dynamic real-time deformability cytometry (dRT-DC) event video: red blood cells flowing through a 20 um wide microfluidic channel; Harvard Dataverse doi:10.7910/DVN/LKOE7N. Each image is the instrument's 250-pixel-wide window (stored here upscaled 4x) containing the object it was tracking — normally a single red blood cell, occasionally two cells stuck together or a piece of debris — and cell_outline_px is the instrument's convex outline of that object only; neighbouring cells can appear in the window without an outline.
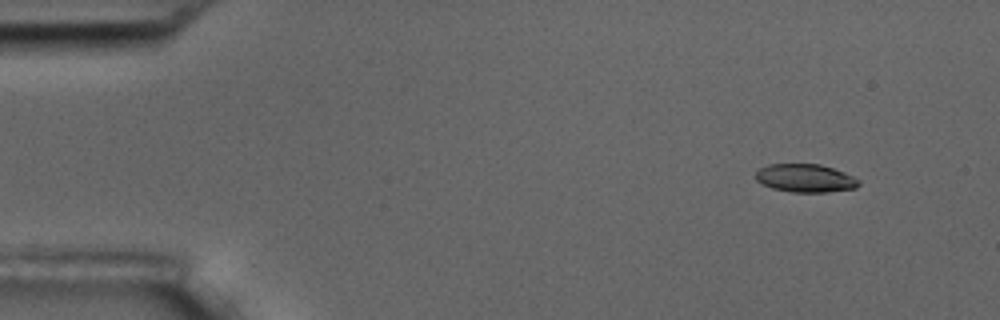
{"species": "common noctule bat (a hibernating species)", "species_latin": "Nyctalus noctula", "temperature_condition": "room temperature", "stored_images_in_passage": 51, "camera_frame_rate_fps": 3000, "um_per_image_px": 0.085, "animal": {"sex": "male", "body_mass_g": 17.5, "forearm_length_mm": 52.3}, "frame": {"image": 1, "passage_image": 1, "time_ms": 0.0, "image_size_px": [1000, 320], "cell_outline_px": [[860, 184], [856, 188], [828, 192], [792, 192], [772, 188], [756, 180], [756, 172], [760, 168], [768, 164], [820, 164], [844, 172], [860, 180]], "centroid_in_image_um": [68.47, 15.14], "position_along_channel_um": 16.5, "area_um2": 16.88}}
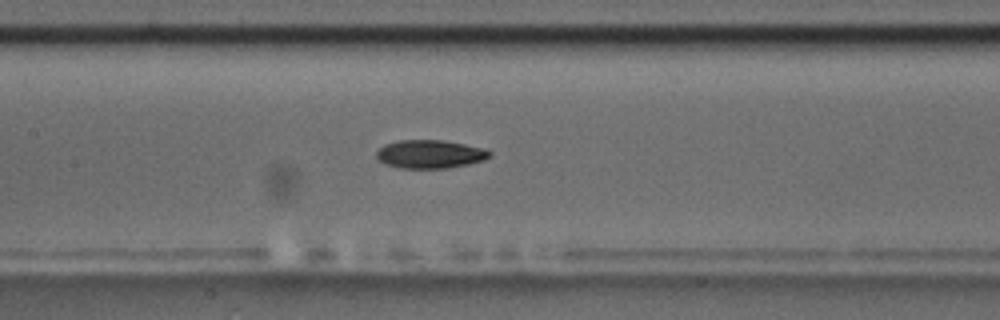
{"frame": {"image": 2, "passage_image": 22, "time_ms": 7.0, "image_size_px": [1000, 320], "cell_outline_px": [[492, 156], [484, 160], [468, 164], [448, 168], [400, 168], [384, 164], [376, 156], [376, 152], [384, 144], [396, 140], [444, 140], [484, 148], [492, 152]], "centroid_in_image_um": [36.56, 13.1], "position_along_channel_um": 170.8, "area_um2": 18.84}}
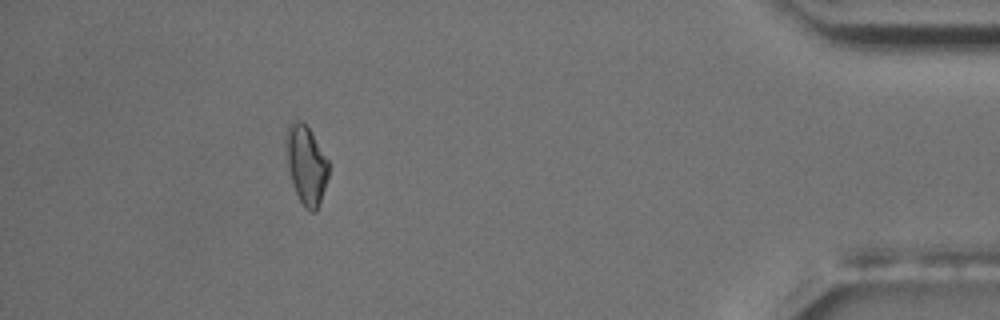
{"frame": {"image": 3, "passage_image": 46, "time_ms": 15.0, "image_size_px": [1000, 320], "cell_outline_px": [[328, 176], [320, 204], [316, 212], [308, 212], [304, 208], [296, 192], [288, 168], [284, 140], [284, 136], [288, 124], [292, 120], [300, 120], [308, 128], [328, 160]], "centroid_in_image_um": [26.0, 14.01], "position_along_channel_um": 409.2, "area_um2": 19.54}, "authors_computed_cell_mechanics": {"area_um2": 18.4382, "velocity_mm_per_s": 3.6544, "shape_relaxation_time_tau1_ms": 5.2366, "shape_relaxation_time_tau2_ms": 5.3582, "deformation_change_tau1": 0.1529, "deformation_change_tau2": 0.1149}}